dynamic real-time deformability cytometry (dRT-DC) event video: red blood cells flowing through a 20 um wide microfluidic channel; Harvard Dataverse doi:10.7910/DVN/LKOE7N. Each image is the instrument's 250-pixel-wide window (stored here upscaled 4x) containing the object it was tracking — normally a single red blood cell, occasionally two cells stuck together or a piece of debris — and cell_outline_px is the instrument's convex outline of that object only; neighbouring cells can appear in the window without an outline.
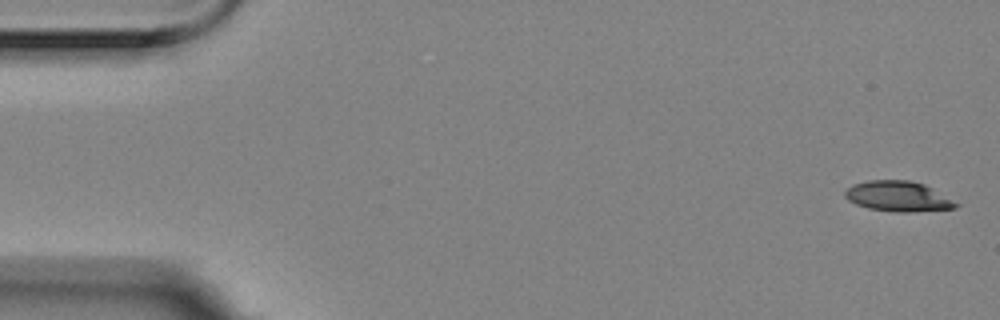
{"species": "Egyptian fruit bat (a non-hibernating species)", "species_latin": "Rousettus aegyptiacus", "temperature_condition": "room temperature", "stored_images_in_passage": 2, "camera_frame_rate_fps": 3000, "um_per_image_px": 0.085, "animal": {"sex": "female"}, "frame": {"image": 1, "passage_image": 1, "time_ms": 0.0, "image_size_px": [1000, 320], "cell_outline_px": [[960, 204], [956, 208], [912, 212], [896, 212], [868, 208], [856, 204], [848, 200], [844, 196], [844, 192], [852, 184], [868, 180], [908, 180], [924, 184], [932, 188]], "centroid_in_image_um": [76.33, 16.69], "position_along_channel_um": 8.7, "area_um2": 19.59}}